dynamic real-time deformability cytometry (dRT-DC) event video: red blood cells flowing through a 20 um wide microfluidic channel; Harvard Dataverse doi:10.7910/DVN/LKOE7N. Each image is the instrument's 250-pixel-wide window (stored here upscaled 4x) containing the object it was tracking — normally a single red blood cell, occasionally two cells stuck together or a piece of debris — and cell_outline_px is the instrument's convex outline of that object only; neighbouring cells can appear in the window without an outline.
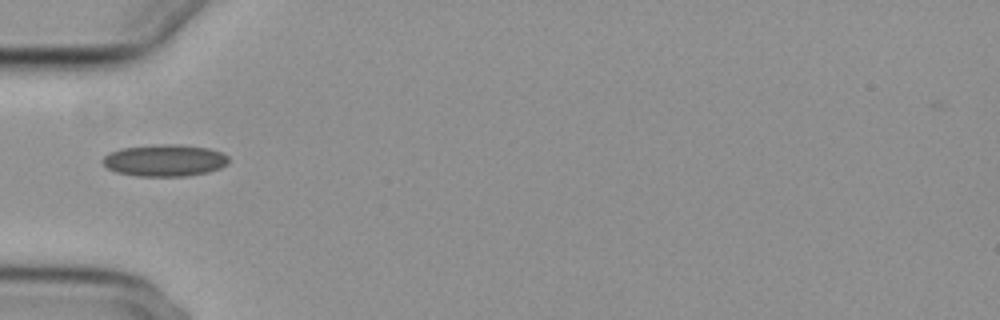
{"species": "common noctule bat (a hibernating species)", "species_latin": "Nyctalus noctula", "temperature_condition": "cold", "stored_images_in_passage": 38, "camera_frame_rate_fps": 3000, "um_per_image_px": 0.085, "animal": {"sex": "female", "body_mass_g": 29.2, "forearm_length_mm": 56.3}, "frame": {"image": 1, "passage_image": 1, "time_ms": 0.0, "image_size_px": [1000, 320], "cell_outline_px": [[228, 164], [220, 168], [208, 172], [188, 176], [136, 176], [116, 172], [108, 168], [100, 160], [108, 152], [120, 148], [160, 144], [176, 144], [208, 148], [220, 152], [228, 156]], "centroid_in_image_um": [13.97, 13.63], "position_along_channel_um": 71.0, "area_um2": 23.52}}
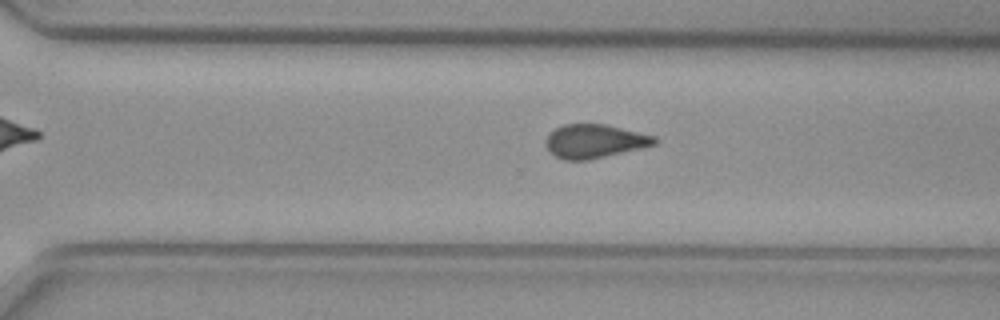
{"frame": {"image": 2, "passage_image": 21, "time_ms": 6.667, "image_size_px": [1000, 320], "cell_outline_px": [[660, 140], [656, 144], [640, 148], [588, 160], [564, 160], [556, 156], [544, 144], [548, 136], [556, 128], [564, 124], [604, 124], [656, 136]], "centroid_in_image_um": [50.56, 12.0], "position_along_channel_um": 320.0, "area_um2": 21.1}}
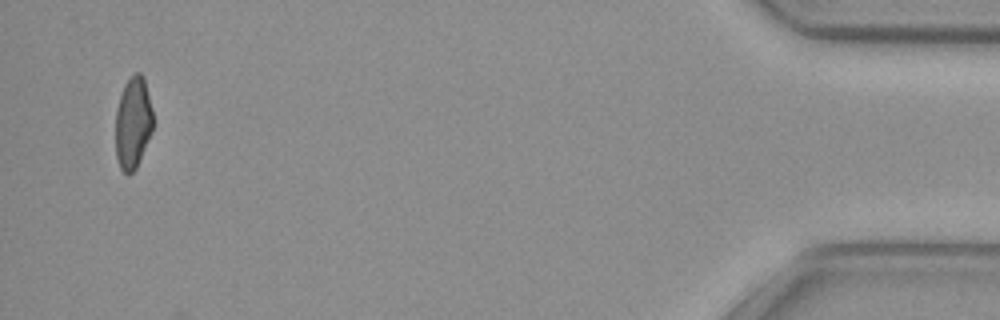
{"frame": {"image": 3, "passage_image": 36, "time_ms": 11.667, "image_size_px": [1000, 320], "cell_outline_px": [[152, 132], [136, 168], [128, 176], [120, 168], [116, 156], [116, 108], [124, 84], [136, 72], [140, 72], [144, 80], [152, 112]], "centroid_in_image_um": [11.28, 10.48], "position_along_channel_um": 423.9, "area_um2": 19.77}, "authors_computed_cell_mechanics": {"area_um2": 21.5883, "velocity_mm_per_s": 3.7408, "shape_relaxation_time_tau1_ms": null, "shape_relaxation_time_tau2_ms": 2.1539, "deformation_change_tau1": null, "deformation_change_tau2": 0.0701}}